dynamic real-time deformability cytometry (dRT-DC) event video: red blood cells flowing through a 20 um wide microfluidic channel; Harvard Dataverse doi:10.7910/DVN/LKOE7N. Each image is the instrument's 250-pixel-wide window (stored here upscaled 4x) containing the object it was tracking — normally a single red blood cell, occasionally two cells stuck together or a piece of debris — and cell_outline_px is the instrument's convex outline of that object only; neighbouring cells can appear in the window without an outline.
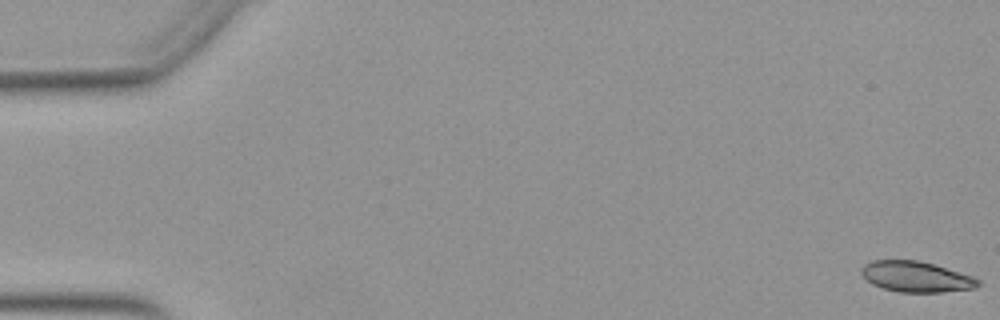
{"species": "Egyptian fruit bat (a non-hibernating species)", "species_latin": "Rousettus aegyptiacus", "temperature_condition": "warm", "stored_images_in_passage": 9, "camera_frame_rate_fps": 3000, "um_per_image_px": 0.085, "animal": {"sex": "female"}, "frame": {"image": 1, "passage_image": 1, "time_ms": 0.0, "image_size_px": [1000, 320], "cell_outline_px": [[980, 284], [976, 288], [940, 292], [900, 292], [884, 288], [872, 284], [860, 272], [860, 268], [864, 264], [872, 260], [920, 260], [972, 276], [980, 280]], "centroid_in_image_um": [77.86, 23.51], "position_along_channel_um": 7.1, "area_um2": 20.75}}